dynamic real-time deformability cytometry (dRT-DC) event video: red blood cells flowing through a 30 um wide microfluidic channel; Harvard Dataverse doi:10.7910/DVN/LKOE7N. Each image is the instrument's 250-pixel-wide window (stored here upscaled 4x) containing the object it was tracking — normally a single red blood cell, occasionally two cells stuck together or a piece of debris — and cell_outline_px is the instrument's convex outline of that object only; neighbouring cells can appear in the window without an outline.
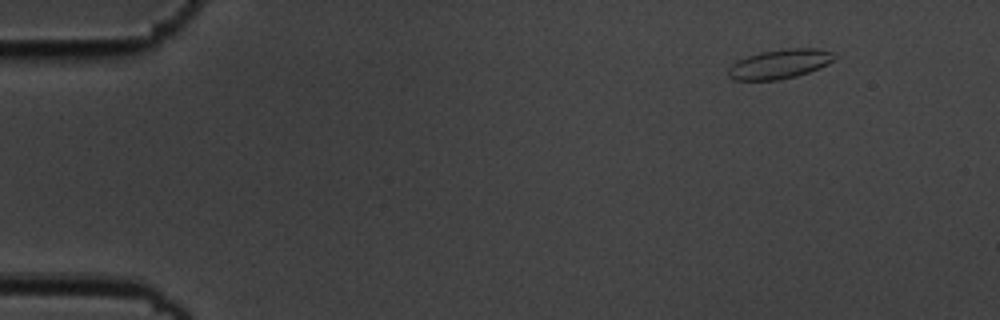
{"species": "common noctule bat (a hibernating species)", "species_latin": "Nyctalus noctula", "temperature_condition": "cold", "stored_images_in_passage": 9, "camera_frame_rate_fps": 3000, "um_per_image_px": 0.085, "animal": {"sex": "male", "body_mass_g": 19.5, "forearm_length_mm": 54.6}, "frame": {"image": 1, "passage_image": 1, "time_ms": 0.0, "image_size_px": [1000, 320], "cell_outline_px": [[836, 56], [828, 64], [820, 68], [796, 76], [776, 80], [732, 80], [728, 76], [728, 68], [736, 60], [760, 52], [788, 48], [816, 48], [832, 52]], "centroid_in_image_um": [66.25, 5.44], "position_along_channel_um": 18.8, "area_um2": 18.15}}